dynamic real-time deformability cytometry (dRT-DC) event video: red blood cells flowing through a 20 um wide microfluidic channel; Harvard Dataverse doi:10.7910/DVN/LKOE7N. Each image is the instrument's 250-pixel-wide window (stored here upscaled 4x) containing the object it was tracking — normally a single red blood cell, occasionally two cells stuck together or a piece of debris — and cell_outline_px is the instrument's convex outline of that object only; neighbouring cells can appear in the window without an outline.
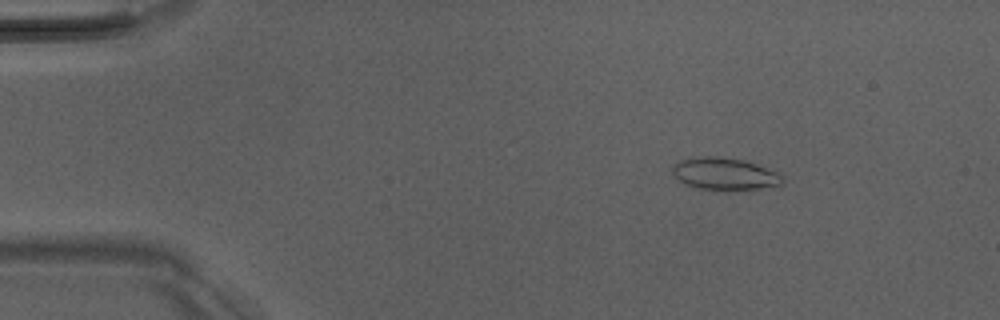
{"species": "Egyptian fruit bat (a non-hibernating species)", "species_latin": "Rousettus aegyptiacus", "temperature_condition": "room temperature", "stored_images_in_passage": 51, "camera_frame_rate_fps": 3000, "um_per_image_px": 0.085, "animal": {"sex": "male"}, "frame": {"image": 1, "passage_image": 8, "time_ms": 2.333, "image_size_px": [1000, 320], "cell_outline_px": [[784, 180], [780, 184], [756, 188], [700, 188], [684, 184], [672, 172], [672, 168], [680, 160], [700, 156], [720, 156], [744, 160], [780, 172], [784, 176]], "centroid_in_image_um": [61.61, 14.73], "position_along_channel_um": 23.4, "area_um2": 20.06}}
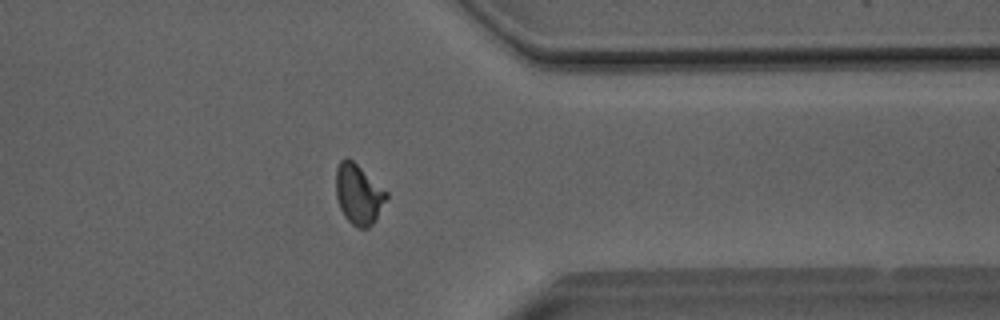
{"frame": {"image": 2, "passage_image": 41, "time_ms": 13.333, "image_size_px": [1000, 320], "cell_outline_px": [[388, 196], [376, 220], [368, 228], [356, 228], [344, 216], [340, 208], [336, 196], [336, 168], [340, 160], [348, 156], [388, 192]], "centroid_in_image_um": [30.47, 16.51], "position_along_channel_um": 380.9, "area_um2": 17.8}}
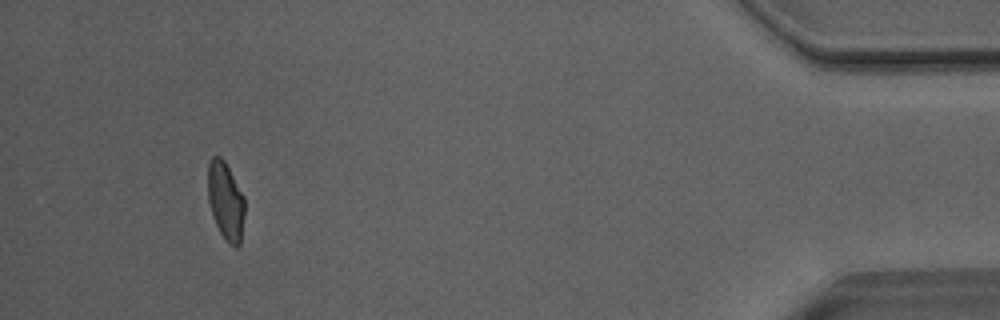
{"frame": {"image": 3, "passage_image": 48, "time_ms": 15.667, "image_size_px": [1000, 320], "cell_outline_px": [[244, 216], [240, 244], [236, 248], [228, 244], [220, 232], [216, 224], [208, 200], [208, 164], [212, 156], [220, 156], [224, 160], [244, 196]], "centroid_in_image_um": [19.18, 17.09], "position_along_channel_um": 416.0, "area_um2": 16.65}, "authors_computed_cell_mechanics": {"area_um2": 17.8024, "velocity_mm_per_s": 4.072, "shape_relaxation_time_tau1_ms": 8.2758, "shape_relaxation_time_tau2_ms": 0.7701, "deformation_change_tau1": 0.2082, "deformation_change_tau2": 0.0602}}